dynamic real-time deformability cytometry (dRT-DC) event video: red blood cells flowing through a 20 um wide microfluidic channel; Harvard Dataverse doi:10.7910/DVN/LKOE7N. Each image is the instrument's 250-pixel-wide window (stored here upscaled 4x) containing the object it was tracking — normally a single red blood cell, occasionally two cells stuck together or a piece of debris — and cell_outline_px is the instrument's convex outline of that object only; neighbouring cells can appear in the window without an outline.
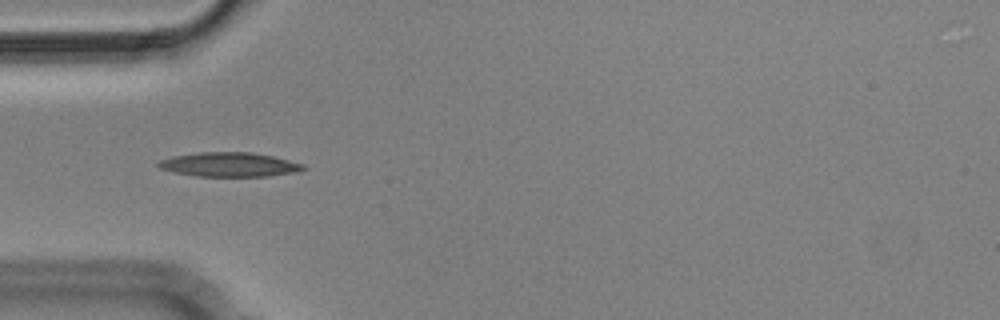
{"species": "Egyptian fruit bat (a non-hibernating species)", "species_latin": "Rousettus aegyptiacus", "temperature_condition": "cold", "stored_images_in_passage": 15, "camera_frame_rate_fps": 3000, "um_per_image_px": 0.085, "animal": {"sex": "male"}, "frame": {"image": 1, "passage_image": 5, "time_ms": 1.333, "image_size_px": [1000, 320], "cell_outline_px": [[304, 168], [296, 172], [268, 176], [196, 176], [172, 172], [160, 168], [156, 164], [160, 160], [172, 156], [200, 152], [252, 152], [272, 156], [304, 164]], "centroid_in_image_um": [19.45, 13.98], "position_along_channel_um": 65.5, "area_um2": 20.4}}
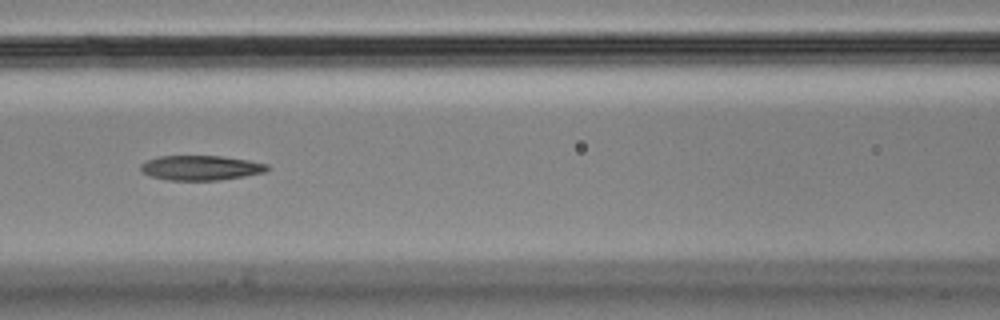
{"frame": {"image": 2, "passage_image": 7, "time_ms": 2.0, "image_size_px": [1000, 320], "cell_outline_px": [[272, 168], [264, 172], [244, 176], [220, 180], [164, 180], [152, 176], [144, 172], [140, 168], [140, 164], [148, 160], [160, 156], [220, 156], [248, 160], [268, 164]], "centroid_in_image_um": [17.1, 14.26], "position_along_channel_um": 149.5, "area_um2": 18.21}}
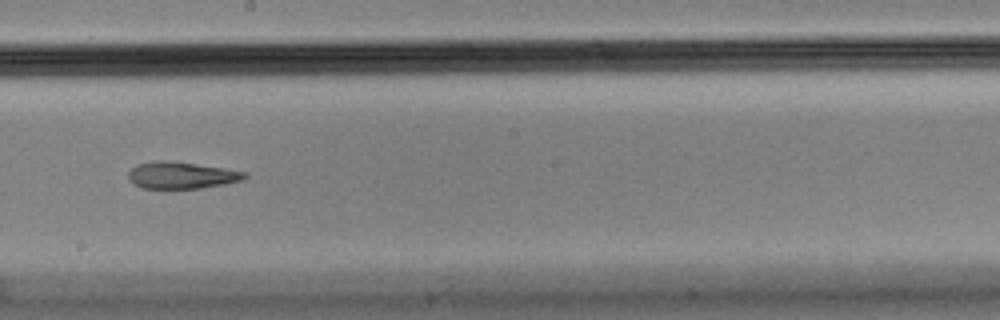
{"frame": {"image": 3, "passage_image": 9, "time_ms": 2.667, "image_size_px": [1000, 320], "cell_outline_px": [[248, 176], [244, 180], [224, 184], [200, 188], [168, 192], [144, 188], [132, 184], [128, 180], [128, 172], [136, 164], [152, 160], [168, 160], [224, 168], [248, 172]], "centroid_in_image_um": [15.37, 14.94], "position_along_channel_um": 232.8, "area_um2": 19.19}}